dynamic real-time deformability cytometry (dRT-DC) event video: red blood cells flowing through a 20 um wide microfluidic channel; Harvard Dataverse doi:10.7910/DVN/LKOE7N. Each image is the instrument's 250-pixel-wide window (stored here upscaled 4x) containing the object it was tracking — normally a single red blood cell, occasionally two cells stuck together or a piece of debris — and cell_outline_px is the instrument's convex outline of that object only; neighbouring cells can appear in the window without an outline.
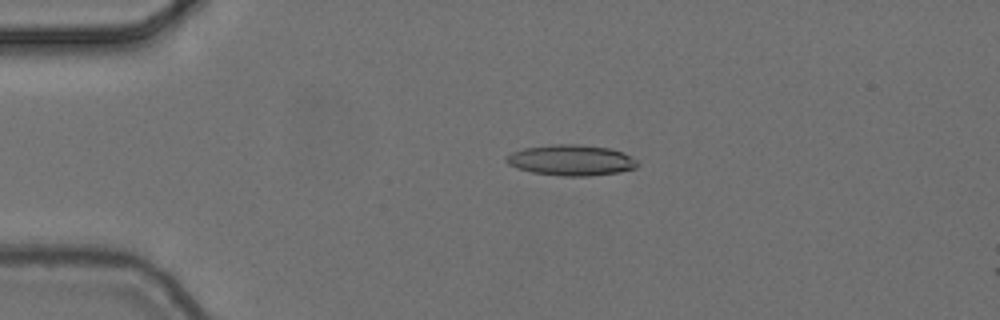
{"species": "common noctule bat (a hibernating species)", "species_latin": "Nyctalus noctula", "temperature_condition": "cold", "stored_images_in_passage": 3, "camera_frame_rate_fps": 3000, "um_per_image_px": 0.085, "animal": {"sex": "female", "body_mass_g": 24.6, "forearm_length_mm": 56.2}, "frame": {"image": 1, "passage_image": 1, "time_ms": 0.0, "image_size_px": [1000, 320], "cell_outline_px": [[640, 164], [636, 168], [616, 172], [588, 176], [564, 176], [532, 172], [516, 168], [508, 164], [504, 160], [504, 156], [512, 152], [524, 148], [552, 144], [580, 144], [608, 148], [624, 152], [636, 160]], "centroid_in_image_um": [48.52, 13.61], "position_along_channel_um": 36.5, "area_um2": 23.58}}